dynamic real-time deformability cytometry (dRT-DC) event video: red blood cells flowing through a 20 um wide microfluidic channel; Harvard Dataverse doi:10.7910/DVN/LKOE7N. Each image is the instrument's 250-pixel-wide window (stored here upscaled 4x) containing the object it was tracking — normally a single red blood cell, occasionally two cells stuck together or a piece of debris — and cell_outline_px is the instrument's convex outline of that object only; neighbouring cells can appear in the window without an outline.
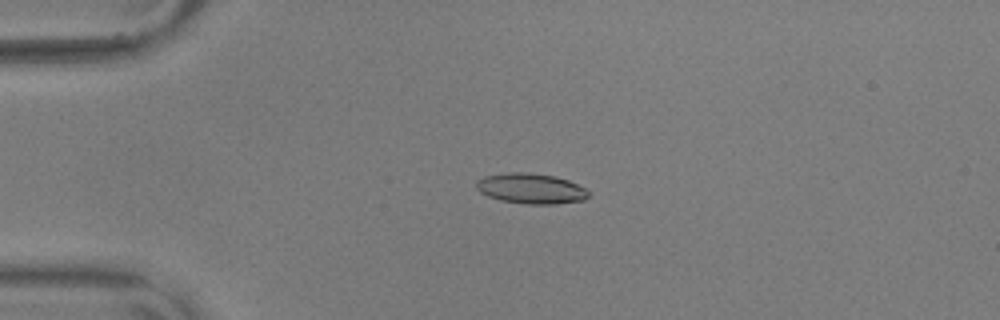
{"species": "common noctule bat (a hibernating species)", "species_latin": "Nyctalus noctula", "temperature_condition": "warm", "stored_images_in_passage": 56, "camera_frame_rate_fps": 3000, "um_per_image_px": 0.085, "animal": {"sex": "male", "body_mass_g": 17.9, "forearm_length_mm": 54.2}, "frame": {"image": 1, "passage_image": 14, "time_ms": 4.333, "image_size_px": [1000, 320], "cell_outline_px": [[592, 192], [584, 200], [556, 204], [528, 204], [500, 200], [488, 196], [480, 192], [476, 188], [476, 180], [484, 176], [512, 172], [528, 172], [556, 176], [568, 180]], "centroid_in_image_um": [45.14, 16.02], "position_along_channel_um": 39.9, "area_um2": 19.94}}
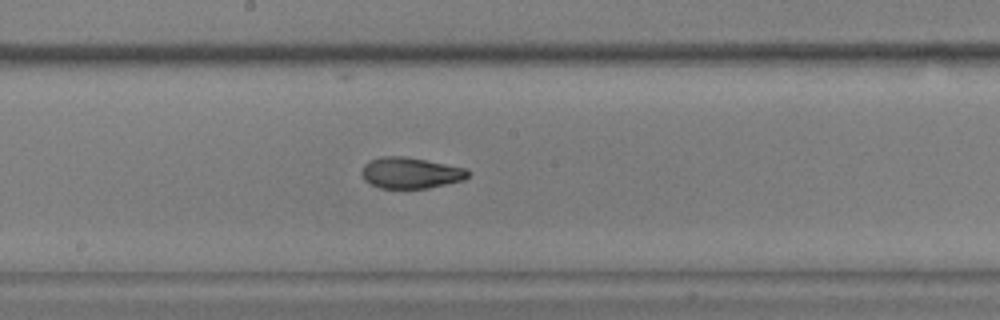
{"frame": {"image": 2, "passage_image": 31, "time_ms": 10.0, "image_size_px": [1000, 320], "cell_outline_px": [[468, 176], [464, 180], [428, 188], [380, 188], [364, 180], [360, 172], [364, 164], [368, 160], [380, 156], [404, 156], [468, 168]], "centroid_in_image_um": [34.87, 14.69], "position_along_channel_um": 213.3, "area_um2": 19.36}}
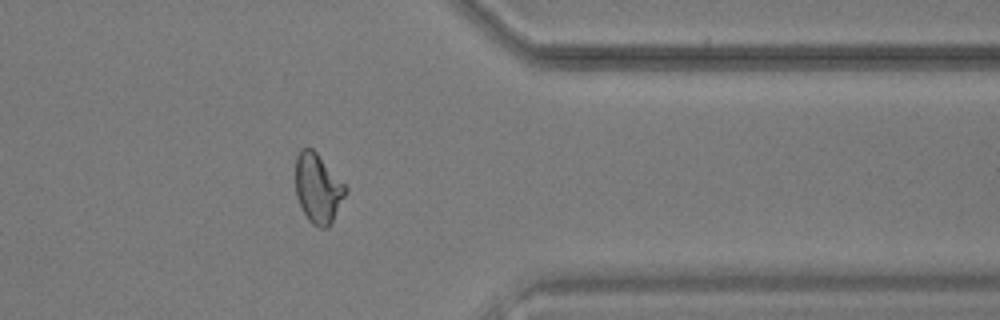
{"frame": {"image": 3, "passage_image": 46, "time_ms": 15.0, "image_size_px": [1000, 320], "cell_outline_px": [[348, 192], [328, 228], [320, 228], [312, 224], [308, 220], [296, 196], [296, 156], [300, 148], [312, 148], [316, 152], [348, 188]], "centroid_in_image_um": [27.03, 16.01], "position_along_channel_um": 384.4, "area_um2": 20.17}, "authors_computed_cell_mechanics": {"area_um2": 19.8543, "velocity_mm_per_s": 3.623, "shape_relaxation_time_tau1_ms": 6.4031, "shape_relaxation_time_tau2_ms": 2.1124, "deformation_change_tau1": 0.2013, "deformation_change_tau2": 0.0834}}